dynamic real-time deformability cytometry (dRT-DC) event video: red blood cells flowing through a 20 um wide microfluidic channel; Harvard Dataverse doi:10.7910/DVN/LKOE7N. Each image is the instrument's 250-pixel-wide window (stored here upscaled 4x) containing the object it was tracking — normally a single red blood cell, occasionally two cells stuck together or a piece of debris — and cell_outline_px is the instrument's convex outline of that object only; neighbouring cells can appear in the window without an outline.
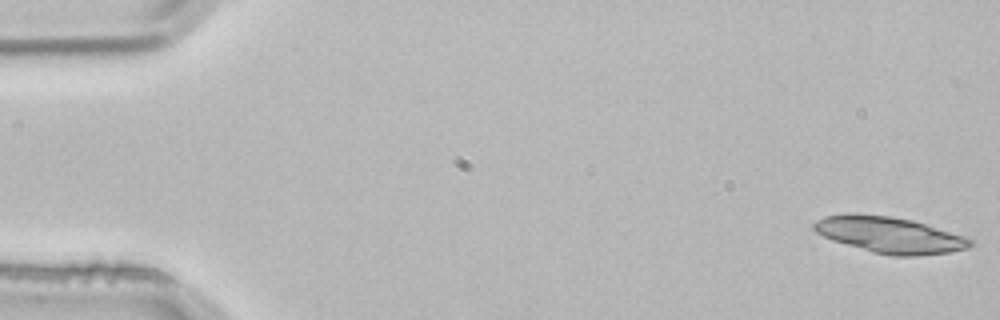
{"species": "common noctule bat (a hibernating species)", "species_latin": "Nyctalus noctula", "temperature_condition": "room temperature", "stored_images_in_passage": 4, "camera_frame_rate_fps": 3000, "um_per_image_px": 0.085, "animal": {"sex": "male", "body_mass_g": 21.5, "forearm_length_mm": 52.0}, "frame": {"image": 1, "passage_image": 1, "time_ms": 0.0, "image_size_px": [1000, 320], "cell_outline_px": [[972, 244], [968, 248], [948, 252], [916, 256], [892, 256], [872, 252], [832, 240], [816, 232], [812, 228], [812, 224], [816, 220], [824, 216], [892, 216], [912, 220], [964, 236], [972, 240]], "centroid_in_image_um": [75.65, 20.0], "position_along_channel_um": 9.4, "area_um2": 32.02}}